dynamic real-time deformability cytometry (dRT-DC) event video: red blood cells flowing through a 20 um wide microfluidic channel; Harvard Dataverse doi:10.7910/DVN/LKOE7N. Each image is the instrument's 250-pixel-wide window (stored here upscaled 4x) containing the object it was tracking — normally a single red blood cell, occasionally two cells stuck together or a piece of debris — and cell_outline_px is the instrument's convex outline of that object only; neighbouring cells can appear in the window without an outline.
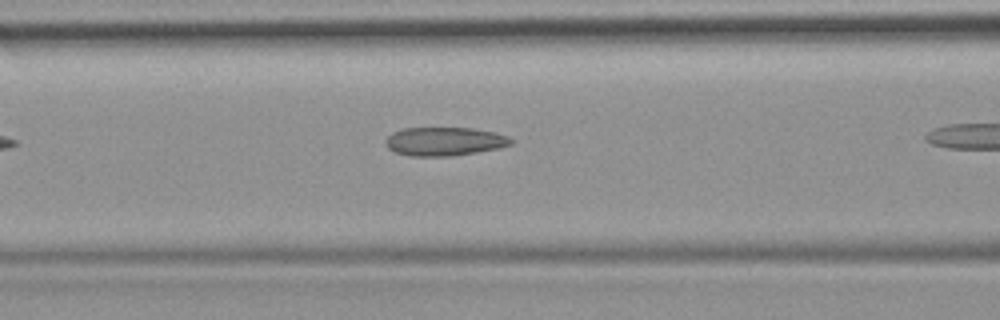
{"species": "common noctule bat (a hibernating species)", "species_latin": "Nyctalus noctula", "temperature_condition": "room temperature", "stored_images_in_passage": 4, "camera_frame_rate_fps": 3000, "um_per_image_px": 0.085, "animal": {"sex": "female", "body_mass_g": 19.9}, "frame": {"image": 1, "passage_image": 3, "time_ms": 2.333, "image_size_px": [1000, 320], "cell_outline_px": [[516, 140], [512, 144], [500, 148], [452, 156], [408, 156], [396, 152], [388, 148], [384, 144], [384, 140], [392, 132], [400, 128], [472, 128], [496, 132], [508, 136]], "centroid_in_image_um": [37.79, 12.02], "position_along_channel_um": 128.8, "area_um2": 21.21}}